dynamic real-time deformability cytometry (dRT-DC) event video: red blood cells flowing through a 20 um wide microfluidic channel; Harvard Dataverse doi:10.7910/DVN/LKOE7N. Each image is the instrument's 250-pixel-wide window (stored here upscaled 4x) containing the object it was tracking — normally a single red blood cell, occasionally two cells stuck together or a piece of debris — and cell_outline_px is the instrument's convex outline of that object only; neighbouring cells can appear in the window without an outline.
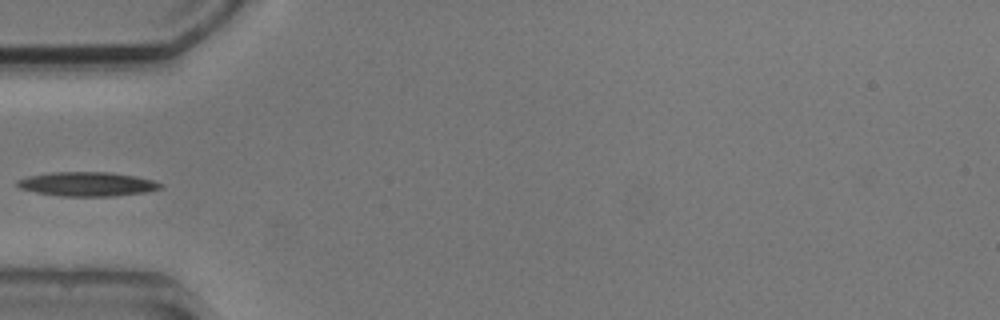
{"species": "common noctule bat (a hibernating species)", "species_latin": "Nyctalus noctula", "temperature_condition": "cold", "stored_images_in_passage": 5, "camera_frame_rate_fps": 3000, "um_per_image_px": 0.085, "animal": {"sex": "male", "body_mass_g": 20.5, "forearm_length_mm": 52.5}, "frame": {"image": 1, "passage_image": 5, "time_ms": 4.667, "image_size_px": [1000, 320], "cell_outline_px": [[164, 184], [160, 188], [148, 192], [116, 196], [64, 196], [36, 192], [20, 188], [16, 184], [16, 180], [28, 176], [52, 172], [108, 172], [136, 176], [152, 180]], "centroid_in_image_um": [7.43, 15.64], "position_along_channel_um": 77.6, "area_um2": 20.17}}